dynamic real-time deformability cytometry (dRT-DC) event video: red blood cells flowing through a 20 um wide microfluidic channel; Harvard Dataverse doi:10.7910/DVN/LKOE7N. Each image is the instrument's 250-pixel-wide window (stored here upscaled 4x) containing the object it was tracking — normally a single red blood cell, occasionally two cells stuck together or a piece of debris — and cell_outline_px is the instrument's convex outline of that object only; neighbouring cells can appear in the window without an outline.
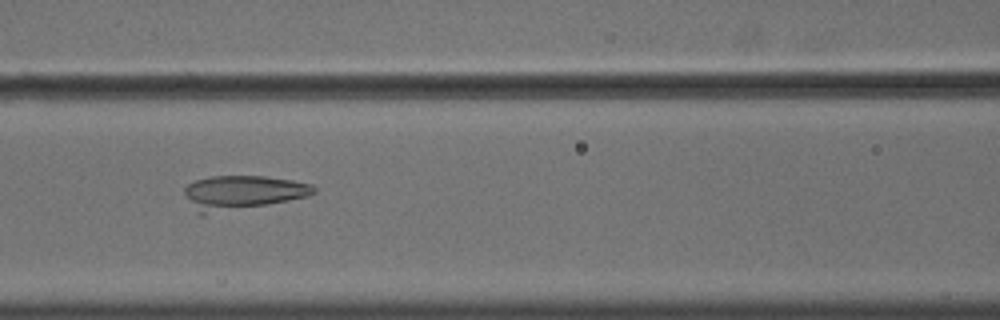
{"species": "common noctule bat (a hibernating species)", "species_latin": "Nyctalus noctula", "temperature_condition": "cold", "stored_images_in_passage": 40, "camera_frame_rate_fps": 3000, "um_per_image_px": 0.085, "animal": {"sex": "male", "body_mass_g": 18.8}, "frame": {"image": 1, "passage_image": 10, "time_ms": 3.0, "image_size_px": [1000, 320], "cell_outline_px": [[316, 192], [308, 196], [268, 204], [204, 216], [200, 216], [184, 196], [184, 188], [188, 184], [196, 180], [208, 176], [264, 176], [292, 180], [312, 184], [316, 188]], "centroid_in_image_um": [20.55, 16.38], "position_along_channel_um": 146.0, "area_um2": 25.95}}
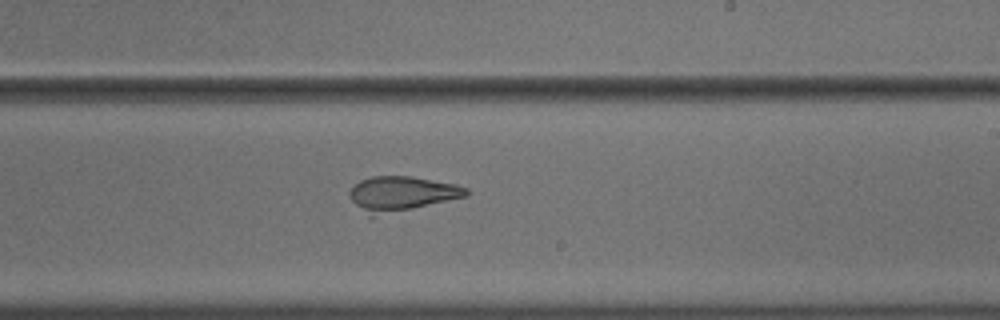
{"frame": {"image": 2, "passage_image": 19, "time_ms": 6.0, "image_size_px": [1000, 320], "cell_outline_px": [[468, 196], [412, 208], [372, 216], [368, 216], [352, 200], [348, 192], [360, 180], [372, 176], [412, 176], [456, 184], [468, 188]], "centroid_in_image_um": [34.14, 16.44], "position_along_channel_um": 254.9, "area_um2": 23.18}}
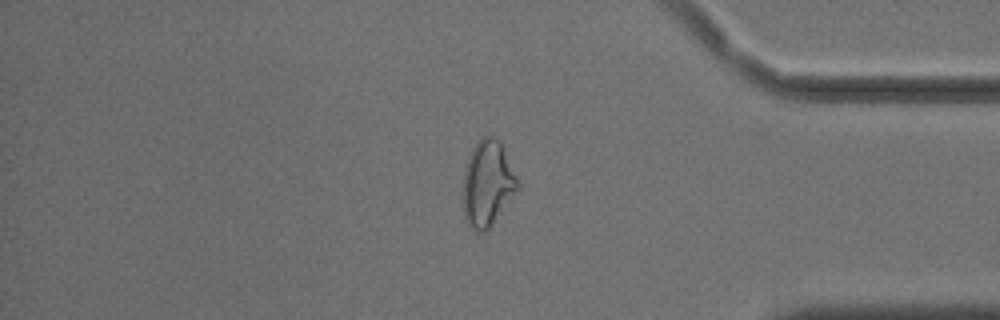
{"frame": {"image": 3, "passage_image": 32, "time_ms": 10.333, "image_size_px": [1000, 320], "cell_outline_px": [[520, 188], [488, 228], [484, 232], [476, 232], [472, 228], [464, 216], [464, 172], [472, 148], [484, 136], [492, 136], [500, 144], [520, 184]], "centroid_in_image_um": [41.44, 15.63], "position_along_channel_um": 393.8, "area_um2": 26.41}}